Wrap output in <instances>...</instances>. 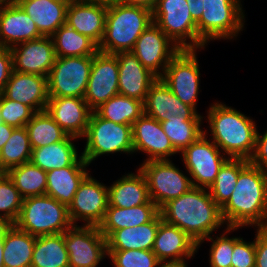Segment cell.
<instances>
[{
  "label": "cell",
  "instance_id": "cell-1",
  "mask_svg": "<svg viewBox=\"0 0 267 267\" xmlns=\"http://www.w3.org/2000/svg\"><path fill=\"white\" fill-rule=\"evenodd\" d=\"M163 220L183 230L197 244L223 225L221 208L206 188L192 187L180 197L170 200L161 209Z\"/></svg>",
  "mask_w": 267,
  "mask_h": 267
},
{
  "label": "cell",
  "instance_id": "cell-2",
  "mask_svg": "<svg viewBox=\"0 0 267 267\" xmlns=\"http://www.w3.org/2000/svg\"><path fill=\"white\" fill-rule=\"evenodd\" d=\"M221 213L227 227L262 228L267 223V171L249 162L239 172L235 189Z\"/></svg>",
  "mask_w": 267,
  "mask_h": 267
},
{
  "label": "cell",
  "instance_id": "cell-3",
  "mask_svg": "<svg viewBox=\"0 0 267 267\" xmlns=\"http://www.w3.org/2000/svg\"><path fill=\"white\" fill-rule=\"evenodd\" d=\"M212 141L228 158L250 160L255 151L257 126L240 111L216 102L207 111Z\"/></svg>",
  "mask_w": 267,
  "mask_h": 267
},
{
  "label": "cell",
  "instance_id": "cell-4",
  "mask_svg": "<svg viewBox=\"0 0 267 267\" xmlns=\"http://www.w3.org/2000/svg\"><path fill=\"white\" fill-rule=\"evenodd\" d=\"M153 23L152 9L118 2L107 5L105 32L99 52L116 54L132 51L136 40Z\"/></svg>",
  "mask_w": 267,
  "mask_h": 267
},
{
  "label": "cell",
  "instance_id": "cell-5",
  "mask_svg": "<svg viewBox=\"0 0 267 267\" xmlns=\"http://www.w3.org/2000/svg\"><path fill=\"white\" fill-rule=\"evenodd\" d=\"M72 225L68 206L46 194L24 198L15 222L18 229L36 237L63 233Z\"/></svg>",
  "mask_w": 267,
  "mask_h": 267
},
{
  "label": "cell",
  "instance_id": "cell-6",
  "mask_svg": "<svg viewBox=\"0 0 267 267\" xmlns=\"http://www.w3.org/2000/svg\"><path fill=\"white\" fill-rule=\"evenodd\" d=\"M85 137L87 140L81 155L89 165L101 155L134 152L132 125L106 120L94 111L90 115Z\"/></svg>",
  "mask_w": 267,
  "mask_h": 267
},
{
  "label": "cell",
  "instance_id": "cell-7",
  "mask_svg": "<svg viewBox=\"0 0 267 267\" xmlns=\"http://www.w3.org/2000/svg\"><path fill=\"white\" fill-rule=\"evenodd\" d=\"M244 11L240 0H203V13L196 23L199 39H232L244 28Z\"/></svg>",
  "mask_w": 267,
  "mask_h": 267
},
{
  "label": "cell",
  "instance_id": "cell-8",
  "mask_svg": "<svg viewBox=\"0 0 267 267\" xmlns=\"http://www.w3.org/2000/svg\"><path fill=\"white\" fill-rule=\"evenodd\" d=\"M152 15L153 22L181 49L206 47L198 37L187 0H158Z\"/></svg>",
  "mask_w": 267,
  "mask_h": 267
},
{
  "label": "cell",
  "instance_id": "cell-9",
  "mask_svg": "<svg viewBox=\"0 0 267 267\" xmlns=\"http://www.w3.org/2000/svg\"><path fill=\"white\" fill-rule=\"evenodd\" d=\"M139 170L146 179L150 199L159 209L193 187L191 178L182 173L172 160L143 162Z\"/></svg>",
  "mask_w": 267,
  "mask_h": 267
},
{
  "label": "cell",
  "instance_id": "cell-10",
  "mask_svg": "<svg viewBox=\"0 0 267 267\" xmlns=\"http://www.w3.org/2000/svg\"><path fill=\"white\" fill-rule=\"evenodd\" d=\"M93 56L56 57L48 75L49 97L84 98Z\"/></svg>",
  "mask_w": 267,
  "mask_h": 267
},
{
  "label": "cell",
  "instance_id": "cell-11",
  "mask_svg": "<svg viewBox=\"0 0 267 267\" xmlns=\"http://www.w3.org/2000/svg\"><path fill=\"white\" fill-rule=\"evenodd\" d=\"M207 132L181 152L186 172L193 187L208 189L216 179L222 165L229 159L220 148L207 139Z\"/></svg>",
  "mask_w": 267,
  "mask_h": 267
},
{
  "label": "cell",
  "instance_id": "cell-12",
  "mask_svg": "<svg viewBox=\"0 0 267 267\" xmlns=\"http://www.w3.org/2000/svg\"><path fill=\"white\" fill-rule=\"evenodd\" d=\"M199 76L196 49H181L171 59L160 79L184 104L196 110Z\"/></svg>",
  "mask_w": 267,
  "mask_h": 267
},
{
  "label": "cell",
  "instance_id": "cell-13",
  "mask_svg": "<svg viewBox=\"0 0 267 267\" xmlns=\"http://www.w3.org/2000/svg\"><path fill=\"white\" fill-rule=\"evenodd\" d=\"M63 234L69 267H97L108 256L106 238L98 226L72 225Z\"/></svg>",
  "mask_w": 267,
  "mask_h": 267
},
{
  "label": "cell",
  "instance_id": "cell-14",
  "mask_svg": "<svg viewBox=\"0 0 267 267\" xmlns=\"http://www.w3.org/2000/svg\"><path fill=\"white\" fill-rule=\"evenodd\" d=\"M109 204L108 186L101 184L91 174L87 175L68 206V213L73 225L76 221L85 222L84 225L99 226L103 221Z\"/></svg>",
  "mask_w": 267,
  "mask_h": 267
},
{
  "label": "cell",
  "instance_id": "cell-15",
  "mask_svg": "<svg viewBox=\"0 0 267 267\" xmlns=\"http://www.w3.org/2000/svg\"><path fill=\"white\" fill-rule=\"evenodd\" d=\"M180 50L181 48L153 22L136 40L131 52L145 68L160 78L171 59Z\"/></svg>",
  "mask_w": 267,
  "mask_h": 267
},
{
  "label": "cell",
  "instance_id": "cell-16",
  "mask_svg": "<svg viewBox=\"0 0 267 267\" xmlns=\"http://www.w3.org/2000/svg\"><path fill=\"white\" fill-rule=\"evenodd\" d=\"M119 64L114 54L97 52L93 56L91 73L84 96L94 111L111 97L119 94Z\"/></svg>",
  "mask_w": 267,
  "mask_h": 267
},
{
  "label": "cell",
  "instance_id": "cell-17",
  "mask_svg": "<svg viewBox=\"0 0 267 267\" xmlns=\"http://www.w3.org/2000/svg\"><path fill=\"white\" fill-rule=\"evenodd\" d=\"M13 71L48 77L56 60L51 36L30 40L10 48Z\"/></svg>",
  "mask_w": 267,
  "mask_h": 267
},
{
  "label": "cell",
  "instance_id": "cell-18",
  "mask_svg": "<svg viewBox=\"0 0 267 267\" xmlns=\"http://www.w3.org/2000/svg\"><path fill=\"white\" fill-rule=\"evenodd\" d=\"M134 153L141 151L148 155L144 162L153 160H170L178 152L164 133L159 121L143 114L132 124Z\"/></svg>",
  "mask_w": 267,
  "mask_h": 267
},
{
  "label": "cell",
  "instance_id": "cell-19",
  "mask_svg": "<svg viewBox=\"0 0 267 267\" xmlns=\"http://www.w3.org/2000/svg\"><path fill=\"white\" fill-rule=\"evenodd\" d=\"M144 114L159 122L174 116H181L186 120H203L197 110L184 104L160 78L148 91L144 101Z\"/></svg>",
  "mask_w": 267,
  "mask_h": 267
},
{
  "label": "cell",
  "instance_id": "cell-20",
  "mask_svg": "<svg viewBox=\"0 0 267 267\" xmlns=\"http://www.w3.org/2000/svg\"><path fill=\"white\" fill-rule=\"evenodd\" d=\"M45 110L69 136L84 138L92 113L84 98L49 97Z\"/></svg>",
  "mask_w": 267,
  "mask_h": 267
},
{
  "label": "cell",
  "instance_id": "cell-21",
  "mask_svg": "<svg viewBox=\"0 0 267 267\" xmlns=\"http://www.w3.org/2000/svg\"><path fill=\"white\" fill-rule=\"evenodd\" d=\"M114 55L119 64V95L144 102L150 87L158 77L145 68L131 51Z\"/></svg>",
  "mask_w": 267,
  "mask_h": 267
},
{
  "label": "cell",
  "instance_id": "cell-22",
  "mask_svg": "<svg viewBox=\"0 0 267 267\" xmlns=\"http://www.w3.org/2000/svg\"><path fill=\"white\" fill-rule=\"evenodd\" d=\"M197 250L198 244L183 230L164 220L159 223L152 251L161 263L185 262Z\"/></svg>",
  "mask_w": 267,
  "mask_h": 267
},
{
  "label": "cell",
  "instance_id": "cell-23",
  "mask_svg": "<svg viewBox=\"0 0 267 267\" xmlns=\"http://www.w3.org/2000/svg\"><path fill=\"white\" fill-rule=\"evenodd\" d=\"M2 94L29 106L34 112L44 111L49 100L48 78L13 71Z\"/></svg>",
  "mask_w": 267,
  "mask_h": 267
},
{
  "label": "cell",
  "instance_id": "cell-24",
  "mask_svg": "<svg viewBox=\"0 0 267 267\" xmlns=\"http://www.w3.org/2000/svg\"><path fill=\"white\" fill-rule=\"evenodd\" d=\"M41 37L34 21L18 4L0 5V46L11 48Z\"/></svg>",
  "mask_w": 267,
  "mask_h": 267
},
{
  "label": "cell",
  "instance_id": "cell-25",
  "mask_svg": "<svg viewBox=\"0 0 267 267\" xmlns=\"http://www.w3.org/2000/svg\"><path fill=\"white\" fill-rule=\"evenodd\" d=\"M106 14V4L79 0L68 5L66 24L99 46L105 32Z\"/></svg>",
  "mask_w": 267,
  "mask_h": 267
},
{
  "label": "cell",
  "instance_id": "cell-26",
  "mask_svg": "<svg viewBox=\"0 0 267 267\" xmlns=\"http://www.w3.org/2000/svg\"><path fill=\"white\" fill-rule=\"evenodd\" d=\"M34 21L43 36H52L66 24L68 4L57 0H14Z\"/></svg>",
  "mask_w": 267,
  "mask_h": 267
},
{
  "label": "cell",
  "instance_id": "cell-27",
  "mask_svg": "<svg viewBox=\"0 0 267 267\" xmlns=\"http://www.w3.org/2000/svg\"><path fill=\"white\" fill-rule=\"evenodd\" d=\"M76 137L67 136L60 142L32 149L30 162L44 171L64 168L70 165H89L82 155H78Z\"/></svg>",
  "mask_w": 267,
  "mask_h": 267
},
{
  "label": "cell",
  "instance_id": "cell-28",
  "mask_svg": "<svg viewBox=\"0 0 267 267\" xmlns=\"http://www.w3.org/2000/svg\"><path fill=\"white\" fill-rule=\"evenodd\" d=\"M159 213L160 209L151 199L143 205L131 208H118L108 204L104 219L98 228L107 238L115 230L146 224Z\"/></svg>",
  "mask_w": 267,
  "mask_h": 267
},
{
  "label": "cell",
  "instance_id": "cell-29",
  "mask_svg": "<svg viewBox=\"0 0 267 267\" xmlns=\"http://www.w3.org/2000/svg\"><path fill=\"white\" fill-rule=\"evenodd\" d=\"M162 220V215L159 213L146 224L113 231L106 238L107 250H152Z\"/></svg>",
  "mask_w": 267,
  "mask_h": 267
},
{
  "label": "cell",
  "instance_id": "cell-30",
  "mask_svg": "<svg viewBox=\"0 0 267 267\" xmlns=\"http://www.w3.org/2000/svg\"><path fill=\"white\" fill-rule=\"evenodd\" d=\"M110 206L131 208L143 205L150 200L147 182L138 169L137 173H128L108 186Z\"/></svg>",
  "mask_w": 267,
  "mask_h": 267
},
{
  "label": "cell",
  "instance_id": "cell-31",
  "mask_svg": "<svg viewBox=\"0 0 267 267\" xmlns=\"http://www.w3.org/2000/svg\"><path fill=\"white\" fill-rule=\"evenodd\" d=\"M87 166L89 165H70L47 171L46 195L69 206L79 184L89 174Z\"/></svg>",
  "mask_w": 267,
  "mask_h": 267
},
{
  "label": "cell",
  "instance_id": "cell-32",
  "mask_svg": "<svg viewBox=\"0 0 267 267\" xmlns=\"http://www.w3.org/2000/svg\"><path fill=\"white\" fill-rule=\"evenodd\" d=\"M36 236L21 231L15 225L3 238L5 267H31Z\"/></svg>",
  "mask_w": 267,
  "mask_h": 267
},
{
  "label": "cell",
  "instance_id": "cell-33",
  "mask_svg": "<svg viewBox=\"0 0 267 267\" xmlns=\"http://www.w3.org/2000/svg\"><path fill=\"white\" fill-rule=\"evenodd\" d=\"M31 267H69L63 233L36 237Z\"/></svg>",
  "mask_w": 267,
  "mask_h": 267
},
{
  "label": "cell",
  "instance_id": "cell-34",
  "mask_svg": "<svg viewBox=\"0 0 267 267\" xmlns=\"http://www.w3.org/2000/svg\"><path fill=\"white\" fill-rule=\"evenodd\" d=\"M51 38L56 57L94 56L99 51L98 45L93 40L67 24L62 25Z\"/></svg>",
  "mask_w": 267,
  "mask_h": 267
},
{
  "label": "cell",
  "instance_id": "cell-35",
  "mask_svg": "<svg viewBox=\"0 0 267 267\" xmlns=\"http://www.w3.org/2000/svg\"><path fill=\"white\" fill-rule=\"evenodd\" d=\"M94 112L106 120L132 125L144 114V102L118 94L101 104Z\"/></svg>",
  "mask_w": 267,
  "mask_h": 267
},
{
  "label": "cell",
  "instance_id": "cell-36",
  "mask_svg": "<svg viewBox=\"0 0 267 267\" xmlns=\"http://www.w3.org/2000/svg\"><path fill=\"white\" fill-rule=\"evenodd\" d=\"M25 128L32 149L60 142L68 136L46 110L35 112Z\"/></svg>",
  "mask_w": 267,
  "mask_h": 267
},
{
  "label": "cell",
  "instance_id": "cell-37",
  "mask_svg": "<svg viewBox=\"0 0 267 267\" xmlns=\"http://www.w3.org/2000/svg\"><path fill=\"white\" fill-rule=\"evenodd\" d=\"M32 148L27 129L16 127L0 151V173H7L11 168L30 162Z\"/></svg>",
  "mask_w": 267,
  "mask_h": 267
},
{
  "label": "cell",
  "instance_id": "cell-38",
  "mask_svg": "<svg viewBox=\"0 0 267 267\" xmlns=\"http://www.w3.org/2000/svg\"><path fill=\"white\" fill-rule=\"evenodd\" d=\"M7 174L23 198L46 194L47 172L31 162L11 168Z\"/></svg>",
  "mask_w": 267,
  "mask_h": 267
},
{
  "label": "cell",
  "instance_id": "cell-39",
  "mask_svg": "<svg viewBox=\"0 0 267 267\" xmlns=\"http://www.w3.org/2000/svg\"><path fill=\"white\" fill-rule=\"evenodd\" d=\"M201 122L202 120H186L181 116H174L160 124L175 150L181 153L204 134L200 128Z\"/></svg>",
  "mask_w": 267,
  "mask_h": 267
},
{
  "label": "cell",
  "instance_id": "cell-40",
  "mask_svg": "<svg viewBox=\"0 0 267 267\" xmlns=\"http://www.w3.org/2000/svg\"><path fill=\"white\" fill-rule=\"evenodd\" d=\"M248 163L245 159L229 158L220 168L215 182L208 188L212 199L220 208L229 200L237 184L239 172Z\"/></svg>",
  "mask_w": 267,
  "mask_h": 267
},
{
  "label": "cell",
  "instance_id": "cell-41",
  "mask_svg": "<svg viewBox=\"0 0 267 267\" xmlns=\"http://www.w3.org/2000/svg\"><path fill=\"white\" fill-rule=\"evenodd\" d=\"M23 199L8 174L0 173V217L9 218L15 223L19 217Z\"/></svg>",
  "mask_w": 267,
  "mask_h": 267
},
{
  "label": "cell",
  "instance_id": "cell-42",
  "mask_svg": "<svg viewBox=\"0 0 267 267\" xmlns=\"http://www.w3.org/2000/svg\"><path fill=\"white\" fill-rule=\"evenodd\" d=\"M114 267H160L152 250H107Z\"/></svg>",
  "mask_w": 267,
  "mask_h": 267
},
{
  "label": "cell",
  "instance_id": "cell-43",
  "mask_svg": "<svg viewBox=\"0 0 267 267\" xmlns=\"http://www.w3.org/2000/svg\"><path fill=\"white\" fill-rule=\"evenodd\" d=\"M239 227H226V230L222 235L216 237L214 240L212 236H209L208 241H212L211 248L209 251V264L210 267H231L232 253L234 248V243L240 237H228V233L231 230H238ZM227 233V234H225Z\"/></svg>",
  "mask_w": 267,
  "mask_h": 267
},
{
  "label": "cell",
  "instance_id": "cell-44",
  "mask_svg": "<svg viewBox=\"0 0 267 267\" xmlns=\"http://www.w3.org/2000/svg\"><path fill=\"white\" fill-rule=\"evenodd\" d=\"M34 113L29 106L7 99L3 94H0V116L4 123L15 128L24 127Z\"/></svg>",
  "mask_w": 267,
  "mask_h": 267
},
{
  "label": "cell",
  "instance_id": "cell-45",
  "mask_svg": "<svg viewBox=\"0 0 267 267\" xmlns=\"http://www.w3.org/2000/svg\"><path fill=\"white\" fill-rule=\"evenodd\" d=\"M231 267H255V240L246 242L239 238L234 243Z\"/></svg>",
  "mask_w": 267,
  "mask_h": 267
},
{
  "label": "cell",
  "instance_id": "cell-46",
  "mask_svg": "<svg viewBox=\"0 0 267 267\" xmlns=\"http://www.w3.org/2000/svg\"><path fill=\"white\" fill-rule=\"evenodd\" d=\"M249 162L261 170L267 171V130L263 135L257 132L255 151Z\"/></svg>",
  "mask_w": 267,
  "mask_h": 267
},
{
  "label": "cell",
  "instance_id": "cell-47",
  "mask_svg": "<svg viewBox=\"0 0 267 267\" xmlns=\"http://www.w3.org/2000/svg\"><path fill=\"white\" fill-rule=\"evenodd\" d=\"M13 72V57L10 48L0 46V94Z\"/></svg>",
  "mask_w": 267,
  "mask_h": 267
},
{
  "label": "cell",
  "instance_id": "cell-48",
  "mask_svg": "<svg viewBox=\"0 0 267 267\" xmlns=\"http://www.w3.org/2000/svg\"><path fill=\"white\" fill-rule=\"evenodd\" d=\"M255 267H267V233L262 228L255 235Z\"/></svg>",
  "mask_w": 267,
  "mask_h": 267
},
{
  "label": "cell",
  "instance_id": "cell-49",
  "mask_svg": "<svg viewBox=\"0 0 267 267\" xmlns=\"http://www.w3.org/2000/svg\"><path fill=\"white\" fill-rule=\"evenodd\" d=\"M187 4L193 20L197 23L203 13V0H187Z\"/></svg>",
  "mask_w": 267,
  "mask_h": 267
},
{
  "label": "cell",
  "instance_id": "cell-50",
  "mask_svg": "<svg viewBox=\"0 0 267 267\" xmlns=\"http://www.w3.org/2000/svg\"><path fill=\"white\" fill-rule=\"evenodd\" d=\"M15 127L8 125L6 123H0V151L2 150L3 146L7 142V140L12 135L13 129Z\"/></svg>",
  "mask_w": 267,
  "mask_h": 267
},
{
  "label": "cell",
  "instance_id": "cell-51",
  "mask_svg": "<svg viewBox=\"0 0 267 267\" xmlns=\"http://www.w3.org/2000/svg\"><path fill=\"white\" fill-rule=\"evenodd\" d=\"M15 223L9 218L0 217V242H3L4 236L13 228Z\"/></svg>",
  "mask_w": 267,
  "mask_h": 267
},
{
  "label": "cell",
  "instance_id": "cell-52",
  "mask_svg": "<svg viewBox=\"0 0 267 267\" xmlns=\"http://www.w3.org/2000/svg\"><path fill=\"white\" fill-rule=\"evenodd\" d=\"M157 1L158 0H123L122 2H125L128 4L142 5L150 9H153Z\"/></svg>",
  "mask_w": 267,
  "mask_h": 267
},
{
  "label": "cell",
  "instance_id": "cell-53",
  "mask_svg": "<svg viewBox=\"0 0 267 267\" xmlns=\"http://www.w3.org/2000/svg\"><path fill=\"white\" fill-rule=\"evenodd\" d=\"M188 265L185 262L178 263H162L160 267H187Z\"/></svg>",
  "mask_w": 267,
  "mask_h": 267
},
{
  "label": "cell",
  "instance_id": "cell-54",
  "mask_svg": "<svg viewBox=\"0 0 267 267\" xmlns=\"http://www.w3.org/2000/svg\"><path fill=\"white\" fill-rule=\"evenodd\" d=\"M87 1L110 5V4L122 2L123 0H87Z\"/></svg>",
  "mask_w": 267,
  "mask_h": 267
},
{
  "label": "cell",
  "instance_id": "cell-55",
  "mask_svg": "<svg viewBox=\"0 0 267 267\" xmlns=\"http://www.w3.org/2000/svg\"><path fill=\"white\" fill-rule=\"evenodd\" d=\"M0 267H5L3 262V242H0Z\"/></svg>",
  "mask_w": 267,
  "mask_h": 267
},
{
  "label": "cell",
  "instance_id": "cell-56",
  "mask_svg": "<svg viewBox=\"0 0 267 267\" xmlns=\"http://www.w3.org/2000/svg\"><path fill=\"white\" fill-rule=\"evenodd\" d=\"M57 1H61V2H63V3H66V4H71V3H73V2H76V1H79V0H57Z\"/></svg>",
  "mask_w": 267,
  "mask_h": 267
},
{
  "label": "cell",
  "instance_id": "cell-57",
  "mask_svg": "<svg viewBox=\"0 0 267 267\" xmlns=\"http://www.w3.org/2000/svg\"><path fill=\"white\" fill-rule=\"evenodd\" d=\"M14 0H0V5L1 4H6V3H13Z\"/></svg>",
  "mask_w": 267,
  "mask_h": 267
},
{
  "label": "cell",
  "instance_id": "cell-58",
  "mask_svg": "<svg viewBox=\"0 0 267 267\" xmlns=\"http://www.w3.org/2000/svg\"><path fill=\"white\" fill-rule=\"evenodd\" d=\"M262 229L267 233V223L262 227Z\"/></svg>",
  "mask_w": 267,
  "mask_h": 267
}]
</instances>
